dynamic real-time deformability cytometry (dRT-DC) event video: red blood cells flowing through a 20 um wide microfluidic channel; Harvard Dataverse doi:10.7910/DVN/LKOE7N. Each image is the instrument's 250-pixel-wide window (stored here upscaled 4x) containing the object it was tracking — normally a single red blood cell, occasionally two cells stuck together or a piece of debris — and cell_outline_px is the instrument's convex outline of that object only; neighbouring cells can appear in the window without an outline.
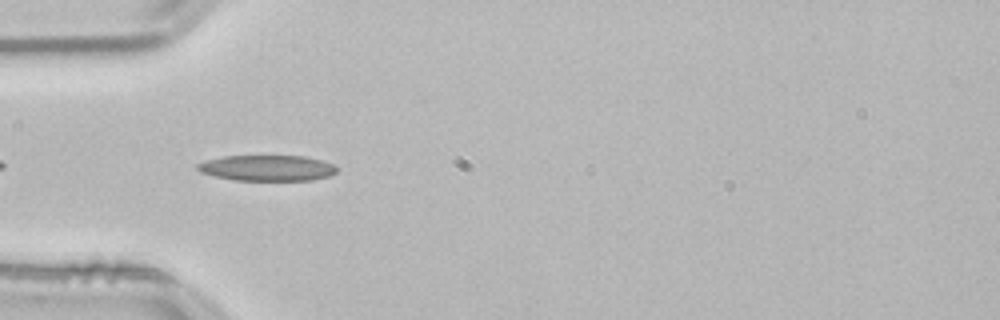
{"species": "common noctule bat (a hibernating species)", "species_latin": "Nyctalus noctula", "temperature_condition": "room temperature", "stored_images_in_passage": 7, "camera_frame_rate_fps": 3000, "um_per_image_px": 0.085, "animal": {"sex": "male", "body_mass_g": 21.5, "forearm_length_mm": 52.0}, "frame": {"image": 1, "passage_image": 3, "time_ms": 0.667, "image_size_px": [1000, 320], "cell_outline_px": [[336, 172], [328, 176], [312, 180], [232, 180], [200, 172], [196, 168], [196, 164], [208, 160], [224, 156], [304, 156], [320, 160], [332, 164], [336, 168]], "centroid_in_image_um": [22.68, 14.28], "position_along_channel_um": 62.3, "area_um2": 20.69}}